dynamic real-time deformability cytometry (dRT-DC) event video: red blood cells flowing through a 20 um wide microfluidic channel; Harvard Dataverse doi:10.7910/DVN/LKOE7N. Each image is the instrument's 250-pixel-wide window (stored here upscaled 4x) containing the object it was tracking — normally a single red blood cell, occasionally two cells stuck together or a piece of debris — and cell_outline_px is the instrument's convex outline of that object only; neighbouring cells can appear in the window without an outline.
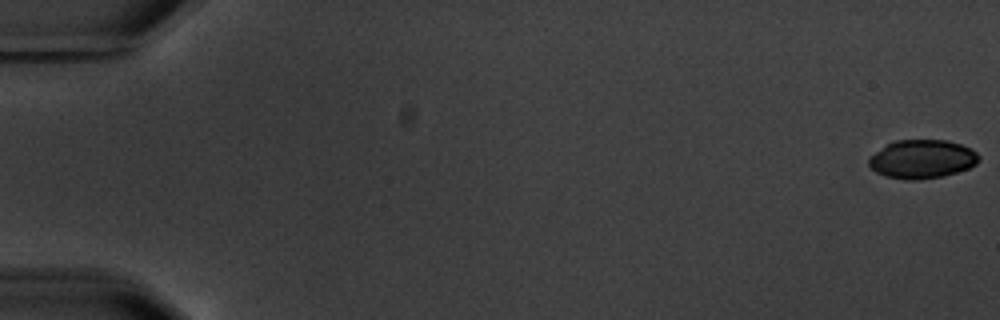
{"species": "common noctule bat (a hibernating species)", "species_latin": "Nyctalus noctula", "temperature_condition": "warm", "stored_images_in_passage": 3, "camera_frame_rate_fps": 3000, "um_per_image_px": 0.085, "animal": {"sex": "male", "body_mass_g": 20.1, "forearm_length_mm": 53.5}, "frame": {"image": 1, "passage_image": 1, "time_ms": 0.0, "image_size_px": [1000, 320], "cell_outline_px": [[980, 160], [976, 164], [968, 168], [944, 176], [916, 180], [904, 180], [888, 176], [876, 172], [868, 164], [868, 160], [876, 152], [888, 144], [896, 140], [948, 140], [972, 148], [980, 156]], "centroid_in_image_um": [78.42, 13.52], "position_along_channel_um": 6.6, "area_um2": 24.68}}